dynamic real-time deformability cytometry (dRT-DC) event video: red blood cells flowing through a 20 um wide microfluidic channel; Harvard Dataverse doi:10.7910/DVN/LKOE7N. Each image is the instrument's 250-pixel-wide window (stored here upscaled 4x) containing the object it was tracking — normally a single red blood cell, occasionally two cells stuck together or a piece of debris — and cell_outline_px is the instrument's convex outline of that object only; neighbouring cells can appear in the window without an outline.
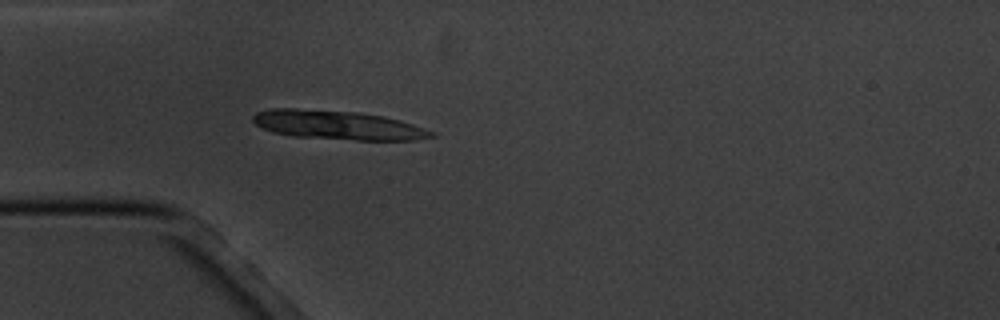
{"species": "common noctule bat (a hibernating species)", "species_latin": "Nyctalus noctula", "temperature_condition": "cold", "stored_images_in_passage": 4, "camera_frame_rate_fps": 3000, "um_per_image_px": 0.085, "animal": {"sex": "male", "body_mass_g": 20.1, "forearm_length_mm": 53.5}, "frame": {"image": 1, "passage_image": 4, "time_ms": 3.333, "image_size_px": [1000, 320], "cell_outline_px": [[436, 136], [416, 140], [356, 140], [292, 136], [272, 132], [256, 124], [252, 120], [252, 116], [256, 112], [272, 108], [296, 108], [360, 112], [384, 116], [400, 120], [436, 132]], "centroid_in_image_um": [28.72, 10.62], "position_along_channel_um": 56.3, "area_um2": 30.35}}